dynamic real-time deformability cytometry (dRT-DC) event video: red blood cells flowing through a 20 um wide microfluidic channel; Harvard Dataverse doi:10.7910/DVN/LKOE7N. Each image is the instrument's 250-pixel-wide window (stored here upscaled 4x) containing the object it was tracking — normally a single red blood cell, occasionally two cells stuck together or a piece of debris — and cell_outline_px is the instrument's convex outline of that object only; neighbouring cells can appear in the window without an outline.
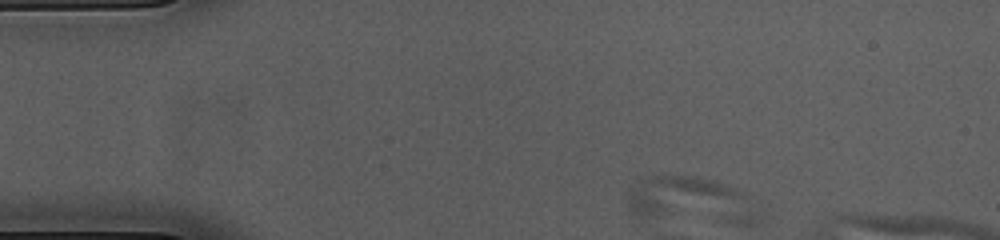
{"species": "common noctule bat (a hibernating species)", "species_latin": "Nyctalus noctula", "temperature_condition": "cold", "stored_images_in_passage": 2, "camera_frame_rate_fps": 3000, "um_per_image_px": 0.085, "animal": {"sex": "female", "body_mass_g": 23.0, "forearm_length_mm": 53.4}, "frame": {"image": 1, "passage_image": 1, "time_ms": 0.0, "image_size_px": [1000, 240], "cell_outline_px": [[744, 196], [656, 216], [632, 220], [628, 208], [628, 196], [632, 188], [648, 176], [692, 176], [712, 180], [736, 188]], "centroid_in_image_um": [57.43, 16.58], "position_along_channel_um": 27.6, "area_um2": 23.7}}